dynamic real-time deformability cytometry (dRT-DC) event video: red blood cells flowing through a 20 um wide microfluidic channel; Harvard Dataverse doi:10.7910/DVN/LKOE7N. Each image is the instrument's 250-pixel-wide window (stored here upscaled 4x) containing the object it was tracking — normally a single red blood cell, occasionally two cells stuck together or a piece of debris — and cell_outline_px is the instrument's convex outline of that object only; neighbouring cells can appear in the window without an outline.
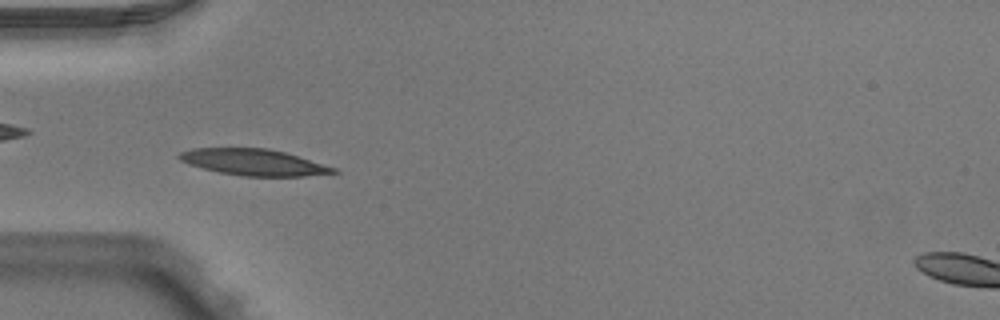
{"species": "Egyptian fruit bat (a non-hibernating species)", "species_latin": "Rousettus aegyptiacus", "temperature_condition": "warm", "stored_images_in_passage": 51, "camera_frame_rate_fps": 3000, "um_per_image_px": 0.085, "animal": {"sex": "male"}, "frame": {"image": 1, "passage_image": 16, "time_ms": 5.0, "image_size_px": [1000, 320], "cell_outline_px": [[340, 172], [304, 176], [244, 176], [220, 172], [188, 164], [180, 160], [176, 156], [180, 152], [192, 148], [268, 148], [284, 152], [336, 168]], "centroid_in_image_um": [21.53, 13.78], "position_along_channel_um": 63.5, "area_um2": 23.41}}
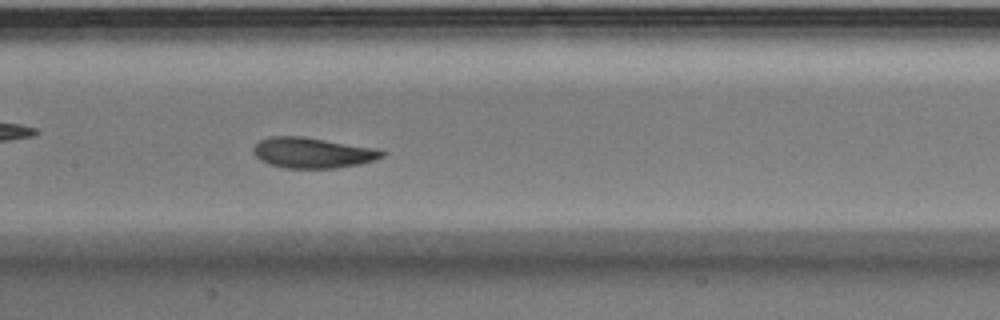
{"frame": {"image": 2, "passage_image": 25, "time_ms": 8.0, "image_size_px": [1000, 320], "cell_outline_px": [[384, 156], [376, 160], [360, 164], [336, 168], [284, 168], [268, 164], [260, 160], [252, 152], [252, 148], [260, 140], [272, 136], [300, 136], [376, 148], [384, 152]], "centroid_in_image_um": [26.55, 12.99], "position_along_channel_um": 180.9, "area_um2": 22.89}}
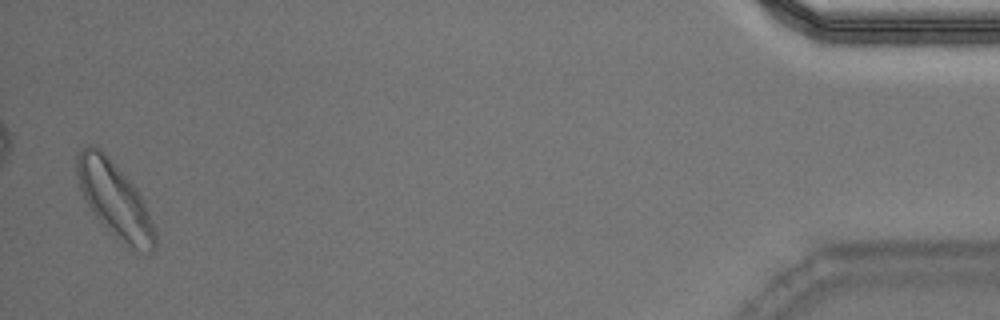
{"frame": {"image": 3, "passage_image": 50, "time_ms": 16.333, "image_size_px": [1000, 320], "cell_outline_px": [[156, 248], [152, 252], [144, 256], [132, 252], [116, 240], [92, 212], [80, 188], [76, 172], [76, 152], [88, 144], [92, 144], [100, 148], [136, 188], [144, 204], [156, 232]], "centroid_in_image_um": [9.76, 17.07], "position_along_channel_um": 425.4, "area_um2": 34.74}, "authors_computed_cell_mechanics": {"area_um2": 23.0044, "velocity_mm_per_s": 3.945, "shape_relaxation_time_tau1_ms": 2.1104, "shape_relaxation_time_tau2_ms": 1.6173, "deformation_change_tau1": 0.1338, "deformation_change_tau2": 0.0856}}